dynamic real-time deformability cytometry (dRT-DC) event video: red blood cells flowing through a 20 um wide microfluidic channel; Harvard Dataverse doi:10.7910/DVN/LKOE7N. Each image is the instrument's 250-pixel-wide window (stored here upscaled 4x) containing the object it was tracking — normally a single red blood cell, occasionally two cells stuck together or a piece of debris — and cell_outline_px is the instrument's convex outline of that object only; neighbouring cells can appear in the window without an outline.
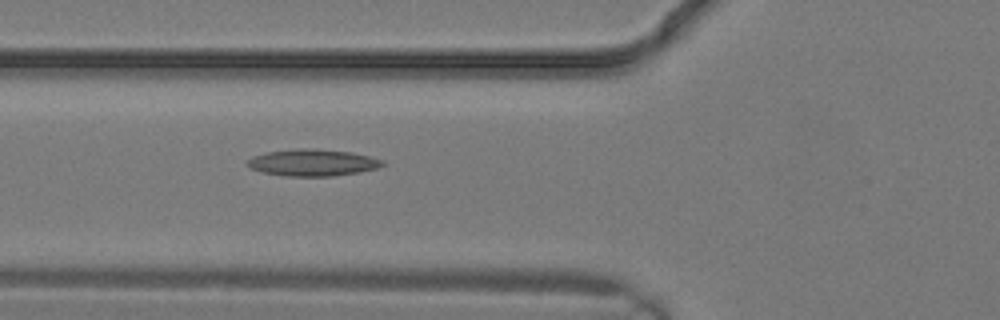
{"species": "common noctule bat (a hibernating species)", "species_latin": "Nyctalus noctula", "temperature_condition": "warm", "stored_images_in_passage": 2, "camera_frame_rate_fps": 3000, "um_per_image_px": 0.085, "animal": {"sex": "male", "body_mass_g": 19.2, "forearm_length_mm": 51.8}, "frame": {"image": 1, "passage_image": 2, "time_ms": 0.333, "image_size_px": [1000, 320], "cell_outline_px": [[384, 164], [380, 168], [360, 172], [332, 176], [284, 176], [264, 172], [252, 168], [244, 164], [252, 156], [268, 152], [296, 148], [316, 148], [348, 152], [368, 156], [384, 160]], "centroid_in_image_um": [26.58, 13.82], "position_along_channel_um": 99.2, "area_um2": 21.1}}